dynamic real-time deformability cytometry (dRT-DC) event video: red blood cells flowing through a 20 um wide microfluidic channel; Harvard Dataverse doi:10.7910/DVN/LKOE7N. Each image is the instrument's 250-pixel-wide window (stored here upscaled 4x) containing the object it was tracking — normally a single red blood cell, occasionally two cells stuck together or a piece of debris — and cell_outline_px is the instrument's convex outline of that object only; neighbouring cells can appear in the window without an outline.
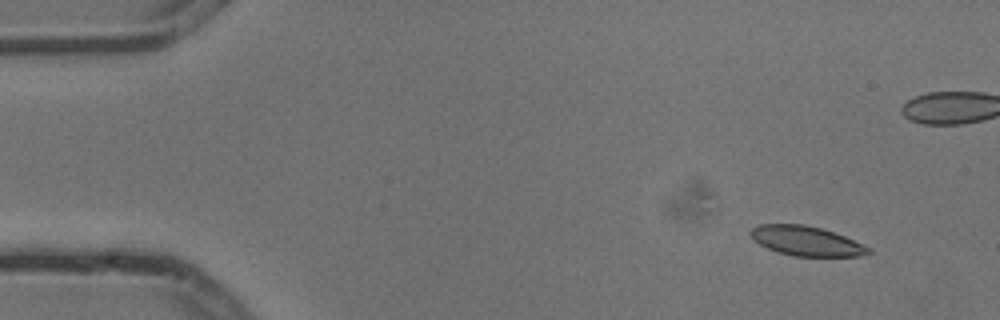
{"species": "common noctule bat (a hibernating species)", "species_latin": "Nyctalus noctula", "temperature_condition": "cold", "stored_images_in_passage": 6, "camera_frame_rate_fps": 3000, "um_per_image_px": 0.085, "animal": {"sex": "male", "body_mass_g": 13.3}, "frame": {"image": 1, "passage_image": 2, "time_ms": 0.333, "image_size_px": [1000, 320], "cell_outline_px": [[872, 252], [860, 256], [792, 256], [776, 252], [752, 240], [748, 232], [752, 228], [760, 224], [804, 224], [820, 228], [844, 236], [872, 248]], "centroid_in_image_um": [68.51, 20.49], "position_along_channel_um": 16.5, "area_um2": 20.4}}